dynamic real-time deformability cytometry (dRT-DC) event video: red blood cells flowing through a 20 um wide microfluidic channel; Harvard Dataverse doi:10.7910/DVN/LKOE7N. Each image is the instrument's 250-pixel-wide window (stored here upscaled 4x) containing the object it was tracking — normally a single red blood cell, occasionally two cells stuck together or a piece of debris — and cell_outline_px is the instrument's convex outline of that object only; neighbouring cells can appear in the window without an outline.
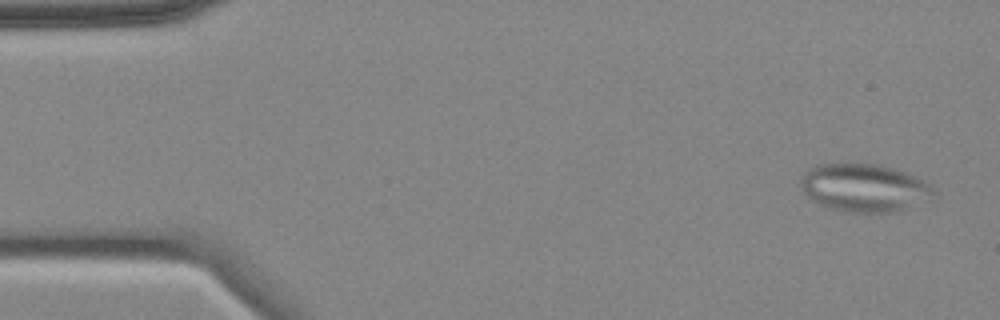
{"species": "common noctule bat (a hibernating species)", "species_latin": "Nyctalus noctula", "temperature_condition": "cold", "stored_images_in_passage": 5, "camera_frame_rate_fps": 3000, "um_per_image_px": 0.085, "animal": {"sex": "female", "body_mass_g": 18.4}, "frame": {"image": 1, "passage_image": 1, "time_ms": 0.0, "image_size_px": [1000, 320], "cell_outline_px": [[936, 196], [900, 212], [848, 212], [828, 208], [812, 200], [804, 192], [800, 184], [800, 180], [804, 172], [808, 168], [816, 164], [876, 164], [892, 168], [904, 172], [924, 180], [932, 184], [936, 188]], "centroid_in_image_um": [73.49, 15.97], "position_along_channel_um": 11.5, "area_um2": 37.45}}